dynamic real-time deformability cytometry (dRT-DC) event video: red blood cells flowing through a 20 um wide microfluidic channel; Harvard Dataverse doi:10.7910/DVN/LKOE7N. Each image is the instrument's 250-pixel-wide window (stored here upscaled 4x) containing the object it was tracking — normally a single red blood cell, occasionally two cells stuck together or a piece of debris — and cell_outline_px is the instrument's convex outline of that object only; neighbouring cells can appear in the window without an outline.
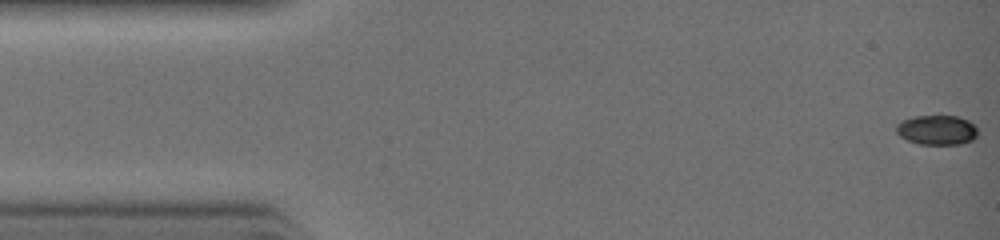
{"species": "common noctule bat (a hibernating species)", "species_latin": "Nyctalus noctula", "temperature_condition": "warm", "stored_images_in_passage": 12, "camera_frame_rate_fps": 3000, "um_per_image_px": 0.085, "animal": {"sex": "female", "body_mass_g": 19.0, "forearm_length_mm": 51.5}, "frame": {"image": 1, "passage_image": 1, "time_ms": 0.0, "image_size_px": [1000, 240], "cell_outline_px": [[976, 136], [972, 140], [960, 144], [920, 144], [908, 140], [900, 136], [896, 132], [896, 124], [904, 120], [916, 116], [956, 116], [968, 120], [976, 128]], "centroid_in_image_um": [79.62, 11.05], "position_along_channel_um": 5.4, "area_um2": 13.87}}
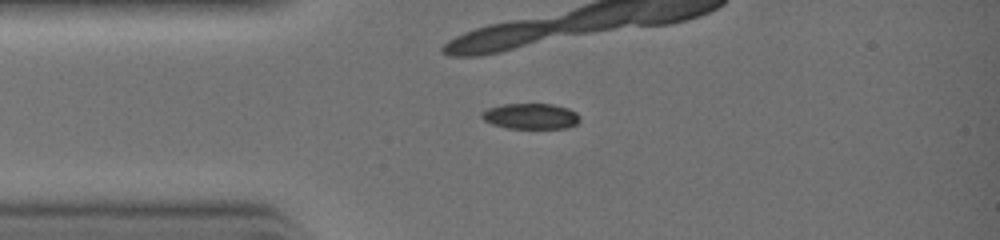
{"frame": {"image": 2, "passage_image": 8, "time_ms": 2.333, "image_size_px": [1000, 240], "cell_outline_px": [[580, 120], [576, 124], [568, 128], [508, 128], [492, 124], [484, 120], [480, 116], [480, 112], [488, 108], [504, 104], [552, 104], [568, 108], [576, 112], [580, 116]], "centroid_in_image_um": [45.11, 9.88], "position_along_channel_um": 39.9, "area_um2": 14.74}}